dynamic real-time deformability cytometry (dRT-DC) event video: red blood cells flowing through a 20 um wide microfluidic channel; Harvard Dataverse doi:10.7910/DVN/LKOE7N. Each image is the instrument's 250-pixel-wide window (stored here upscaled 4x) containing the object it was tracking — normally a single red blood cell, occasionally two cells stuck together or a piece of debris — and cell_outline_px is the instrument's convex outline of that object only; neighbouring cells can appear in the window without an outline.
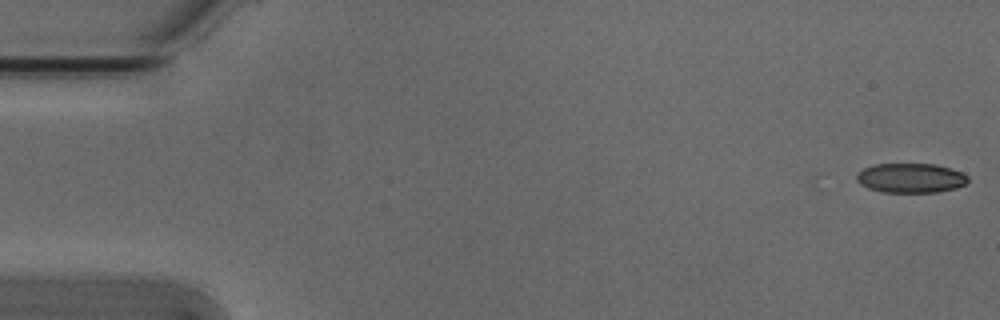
{"species": "Egyptian fruit bat (a non-hibernating species)", "species_latin": "Rousettus aegyptiacus", "temperature_condition": "cold", "stored_images_in_passage": 17, "camera_frame_rate_fps": 3000, "um_per_image_px": 0.085, "animal": {"sex": "male"}, "frame": {"image": 1, "passage_image": 1, "time_ms": 0.0, "image_size_px": [1000, 320], "cell_outline_px": [[968, 180], [964, 184], [956, 188], [936, 192], [884, 192], [868, 188], [860, 184], [856, 180], [856, 172], [864, 168], [876, 164], [936, 164], [960, 172], [968, 176]], "centroid_in_image_um": [77.37, 15.13], "position_along_channel_um": 7.6, "area_um2": 19.07}}
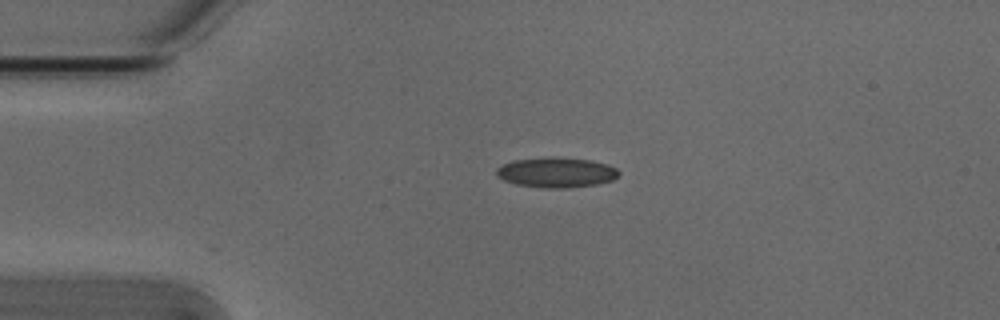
{"frame": {"image": 2, "passage_image": 12, "time_ms": 3.667, "image_size_px": [1000, 320], "cell_outline_px": [[620, 172], [612, 180], [596, 184], [568, 188], [544, 188], [516, 184], [504, 180], [496, 176], [496, 168], [512, 160], [592, 160], [616, 168]], "centroid_in_image_um": [47.27, 14.71], "position_along_channel_um": 37.7, "area_um2": 20.35}}